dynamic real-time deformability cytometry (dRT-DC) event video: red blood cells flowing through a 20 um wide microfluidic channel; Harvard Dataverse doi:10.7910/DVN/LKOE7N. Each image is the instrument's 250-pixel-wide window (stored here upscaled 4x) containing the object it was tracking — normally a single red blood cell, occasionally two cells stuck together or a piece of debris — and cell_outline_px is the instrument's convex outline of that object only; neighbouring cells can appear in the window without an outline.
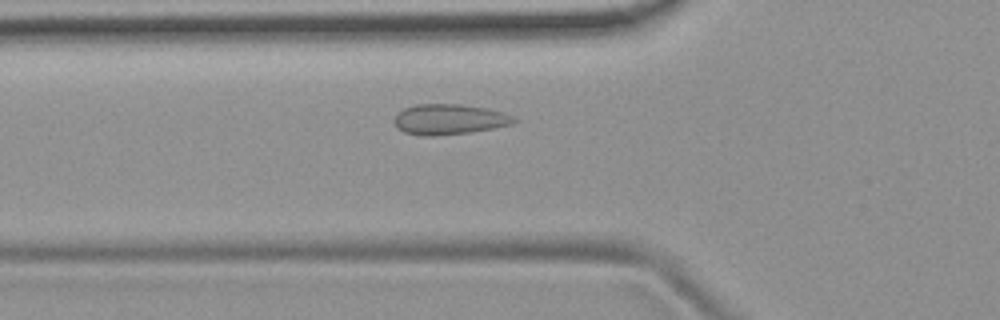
{"species": "common noctule bat (a hibernating species)", "species_latin": "Nyctalus noctula", "temperature_condition": "room temperature", "stored_images_in_passage": 48, "camera_frame_rate_fps": 3000, "um_per_image_px": 0.085, "animal": {"sex": "female", "body_mass_g": 19.9}, "frame": {"image": 1, "passage_image": 13, "time_ms": 4.0, "image_size_px": [1000, 320], "cell_outline_px": [[520, 120], [512, 124], [472, 132], [432, 136], [424, 136], [404, 132], [392, 120], [404, 108], [416, 104], [460, 104], [488, 108], [504, 112]], "centroid_in_image_um": [38.22, 10.14], "position_along_channel_um": 87.6, "area_um2": 21.21}}
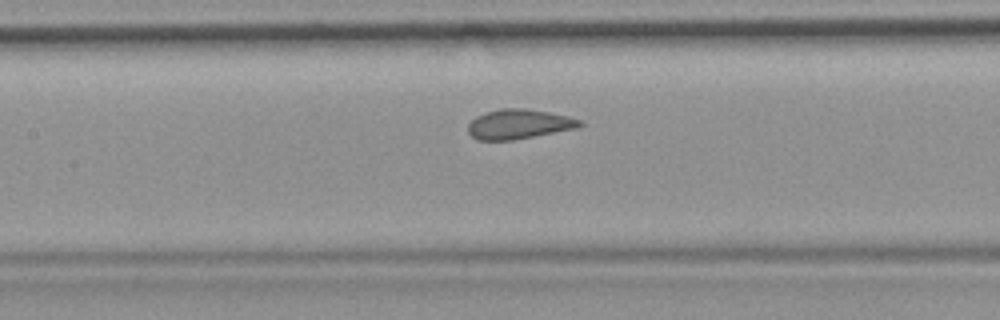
{"frame": {"image": 2, "passage_image": 19, "time_ms": 6.0, "image_size_px": [1000, 320], "cell_outline_px": [[584, 124], [576, 128], [512, 140], [476, 140], [468, 132], [468, 124], [476, 116], [484, 112], [500, 108], [524, 108], [548, 112], [568, 116], [580, 120]], "centroid_in_image_um": [44.06, 10.54], "position_along_channel_um": 163.3, "area_um2": 19.25}}
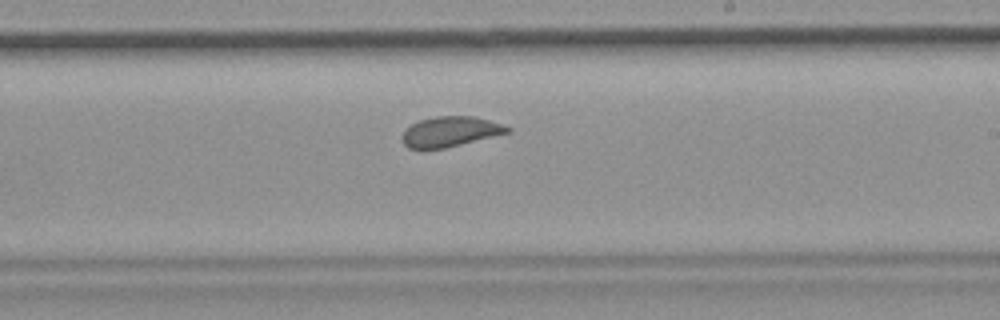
{"frame": {"image": 3, "passage_image": 26, "time_ms": 8.333, "image_size_px": [1000, 320], "cell_outline_px": [[512, 132], [444, 148], [408, 148], [404, 144], [400, 136], [412, 124], [420, 120], [436, 116], [476, 116], [512, 128]], "centroid_in_image_um": [38.29, 11.18], "position_along_channel_um": 250.7, "area_um2": 18.32}}